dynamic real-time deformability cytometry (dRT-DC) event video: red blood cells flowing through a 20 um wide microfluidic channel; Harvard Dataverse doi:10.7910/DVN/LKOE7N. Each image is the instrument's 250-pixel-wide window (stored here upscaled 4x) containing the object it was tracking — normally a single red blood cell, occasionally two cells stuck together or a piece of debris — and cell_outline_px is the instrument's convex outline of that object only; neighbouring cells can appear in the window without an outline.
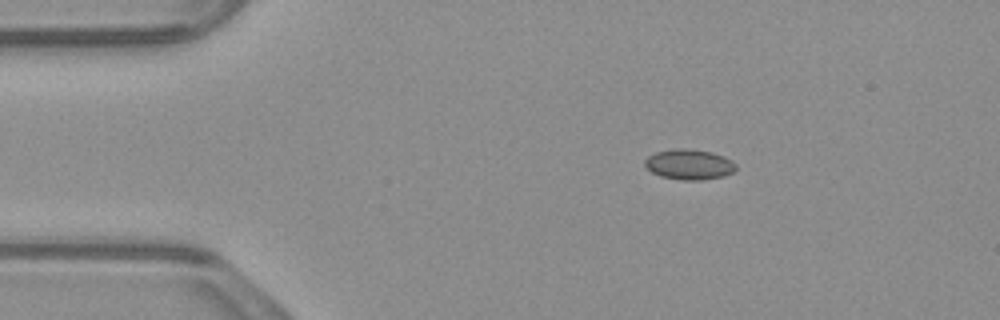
{"species": "common noctule bat (a hibernating species)", "species_latin": "Nyctalus noctula", "temperature_condition": "warm", "stored_images_in_passage": 45, "camera_frame_rate_fps": 3000, "um_per_image_px": 0.085, "animal": {"sex": "male", "body_mass_g": 23.1, "forearm_length_mm": 52.7}, "frame": {"image": 1, "passage_image": 1, "time_ms": 0.0, "image_size_px": [1000, 320], "cell_outline_px": [[736, 168], [732, 172], [724, 176], [700, 180], [680, 180], [660, 176], [652, 172], [644, 164], [644, 160], [648, 156], [656, 152], [676, 148], [688, 148], [712, 152], [724, 156], [732, 160], [736, 164]], "centroid_in_image_um": [58.58, 13.97], "position_along_channel_um": 26.4, "area_um2": 16.18}}
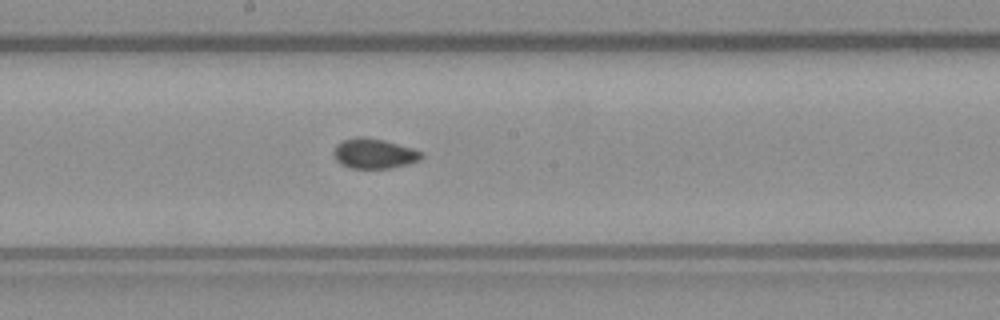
{"frame": {"image": 2, "passage_image": 20, "time_ms": 6.333, "image_size_px": [1000, 320], "cell_outline_px": [[424, 156], [420, 160], [408, 164], [392, 168], [352, 168], [340, 164], [336, 160], [332, 152], [336, 144], [340, 140], [356, 136], [360, 136], [384, 140], [412, 148], [424, 152]], "centroid_in_image_um": [31.78, 13.04], "position_along_channel_um": 216.4, "area_um2": 15.61}}
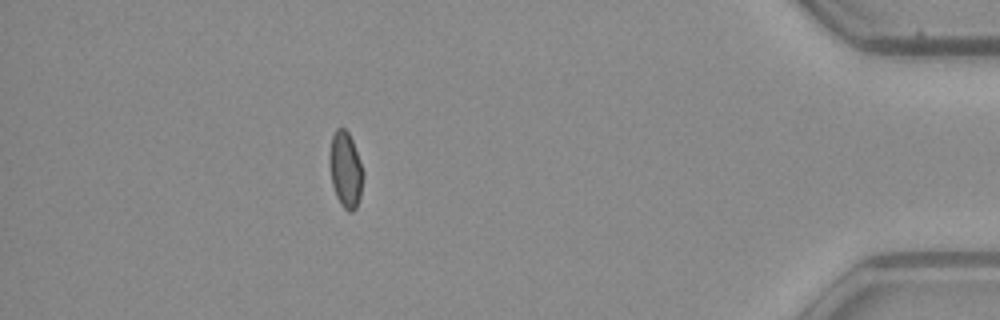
{"frame": {"image": 3, "passage_image": 39, "time_ms": 12.667, "image_size_px": [1000, 320], "cell_outline_px": [[364, 176], [360, 196], [356, 208], [352, 212], [348, 212], [340, 204], [336, 196], [332, 184], [328, 160], [328, 156], [332, 136], [336, 128], [344, 128], [348, 132], [352, 140], [364, 172]], "centroid_in_image_um": [29.36, 14.43], "position_along_channel_um": 405.8, "area_um2": 15.03}, "authors_computed_cell_mechanics": {"area_um2": 15.2014, "velocity_mm_per_s": 3.8948, "shape_relaxation_time_tau1_ms": null, "shape_relaxation_time_tau2_ms": 3.0883, "deformation_change_tau1": null, "deformation_change_tau2": 0.0805}}